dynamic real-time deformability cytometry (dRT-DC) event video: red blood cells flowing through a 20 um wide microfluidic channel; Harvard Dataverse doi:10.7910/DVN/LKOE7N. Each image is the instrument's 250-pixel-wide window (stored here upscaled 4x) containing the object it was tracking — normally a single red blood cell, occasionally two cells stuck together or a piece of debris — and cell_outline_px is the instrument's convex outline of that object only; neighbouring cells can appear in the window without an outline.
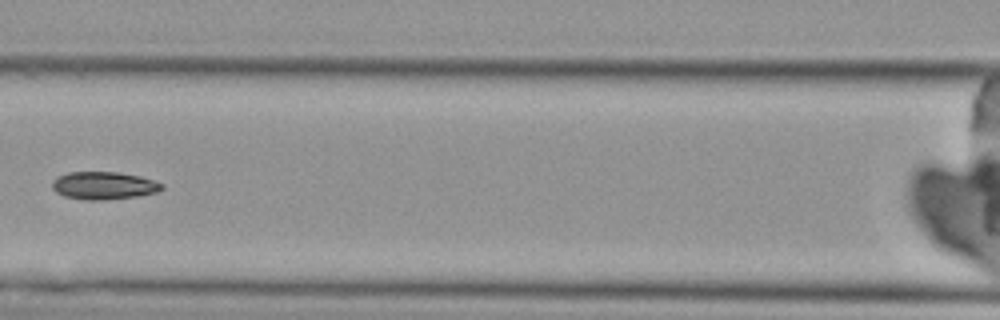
{"species": "Egyptian fruit bat (a non-hibernating species)", "species_latin": "Rousettus aegyptiacus", "temperature_condition": "cold", "stored_images_in_passage": 6, "camera_frame_rate_fps": 3000, "um_per_image_px": 0.085, "animal": {"sex": "female"}, "frame": {"image": 1, "passage_image": 6, "time_ms": 7.0, "image_size_px": [1000, 320], "cell_outline_px": [[164, 188], [156, 192], [136, 196], [104, 200], [84, 200], [64, 196], [56, 192], [52, 188], [52, 180], [56, 176], [68, 172], [120, 172], [140, 176], [164, 184]], "centroid_in_image_um": [8.79, 15.77], "position_along_channel_um": 157.8, "area_um2": 17.8}}